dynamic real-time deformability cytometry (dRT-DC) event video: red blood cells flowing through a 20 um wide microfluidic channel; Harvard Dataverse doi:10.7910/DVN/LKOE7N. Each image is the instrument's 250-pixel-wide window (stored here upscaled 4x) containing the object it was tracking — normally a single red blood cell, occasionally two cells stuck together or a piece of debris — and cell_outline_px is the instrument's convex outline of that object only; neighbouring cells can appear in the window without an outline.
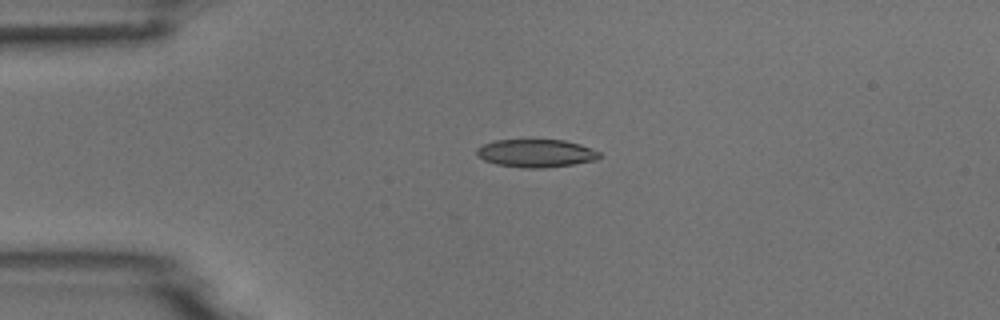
{"species": "common noctule bat (a hibernating species)", "species_latin": "Nyctalus noctula", "temperature_condition": "room temperature", "stored_images_in_passage": 6, "camera_frame_rate_fps": 3000, "um_per_image_px": 0.085, "animal": {"sex": "male", "body_mass_g": 18.8}, "frame": {"image": 1, "passage_image": 4, "time_ms": 1.0, "image_size_px": [1000, 320], "cell_outline_px": [[600, 156], [596, 160], [572, 164], [544, 168], [524, 168], [496, 164], [484, 160], [476, 156], [476, 148], [484, 144], [496, 140], [564, 140], [580, 144], [600, 152]], "centroid_in_image_um": [45.53, 13.03], "position_along_channel_um": 39.5, "area_um2": 19.94}}